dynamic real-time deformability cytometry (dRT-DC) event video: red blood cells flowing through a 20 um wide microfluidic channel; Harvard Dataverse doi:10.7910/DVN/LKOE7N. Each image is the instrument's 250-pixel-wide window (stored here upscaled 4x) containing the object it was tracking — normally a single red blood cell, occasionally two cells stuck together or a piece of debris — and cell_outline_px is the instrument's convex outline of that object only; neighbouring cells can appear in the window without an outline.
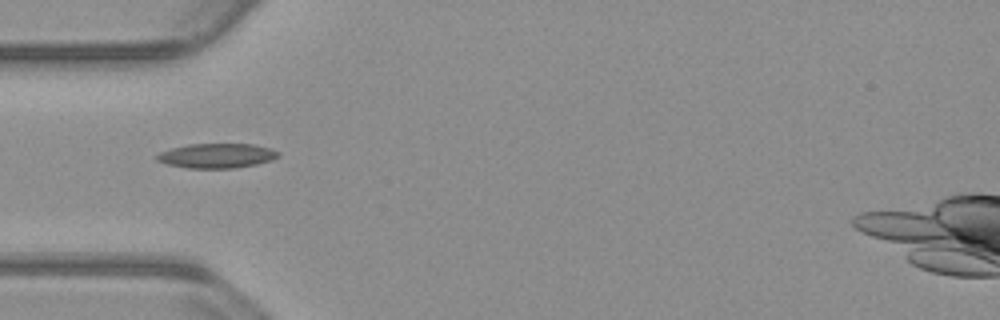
{"species": "common noctule bat (a hibernating species)", "species_latin": "Nyctalus noctula", "temperature_condition": "warm", "stored_images_in_passage": 38, "camera_frame_rate_fps": 3000, "um_per_image_px": 0.085, "animal": {"sex": "male", "body_mass_g": 23.1, "forearm_length_mm": 52.7}, "frame": {"image": 1, "passage_image": 1, "time_ms": 0.0, "image_size_px": [1000, 320], "cell_outline_px": [[280, 156], [272, 160], [256, 164], [232, 168], [188, 168], [168, 164], [156, 160], [156, 156], [160, 152], [172, 148], [188, 144], [252, 144], [272, 148], [280, 152]], "centroid_in_image_um": [18.46, 13.23], "position_along_channel_um": 66.5, "area_um2": 17.4}}
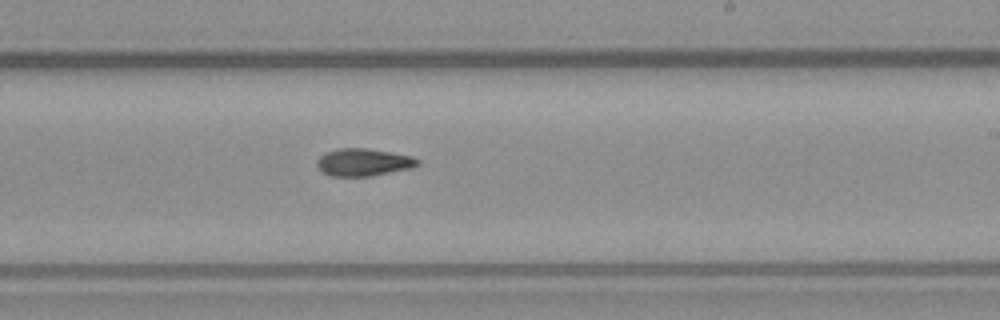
{"frame": {"image": 2, "passage_image": 16, "time_ms": 5.0, "image_size_px": [1000, 320], "cell_outline_px": [[420, 164], [412, 168], [372, 176], [332, 176], [324, 172], [316, 164], [316, 160], [320, 156], [336, 148], [368, 148], [392, 152], [412, 156], [420, 160]], "centroid_in_image_um": [30.93, 13.78], "position_along_channel_um": 258.1, "area_um2": 16.18}}
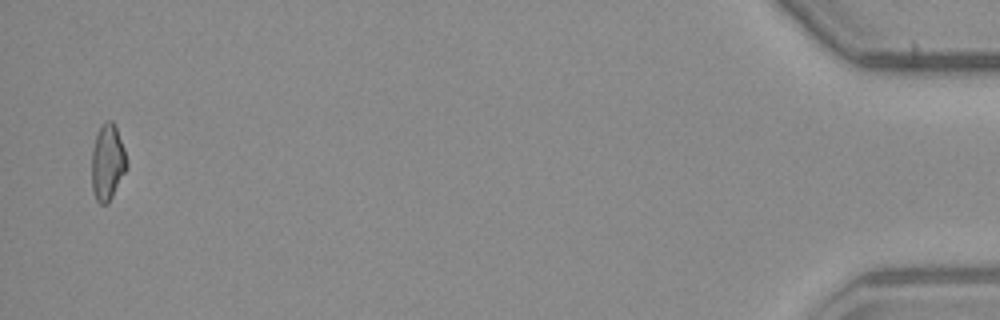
{"frame": {"image": 3, "passage_image": 37, "time_ms": 12.0, "image_size_px": [1000, 320], "cell_outline_px": [[128, 168], [108, 204], [100, 204], [96, 200], [92, 192], [92, 152], [96, 132], [100, 124], [104, 120], [112, 120], [116, 128], [124, 148], [128, 160]], "centroid_in_image_um": [9.14, 13.79], "position_along_channel_um": 426.1, "area_um2": 15.9}}